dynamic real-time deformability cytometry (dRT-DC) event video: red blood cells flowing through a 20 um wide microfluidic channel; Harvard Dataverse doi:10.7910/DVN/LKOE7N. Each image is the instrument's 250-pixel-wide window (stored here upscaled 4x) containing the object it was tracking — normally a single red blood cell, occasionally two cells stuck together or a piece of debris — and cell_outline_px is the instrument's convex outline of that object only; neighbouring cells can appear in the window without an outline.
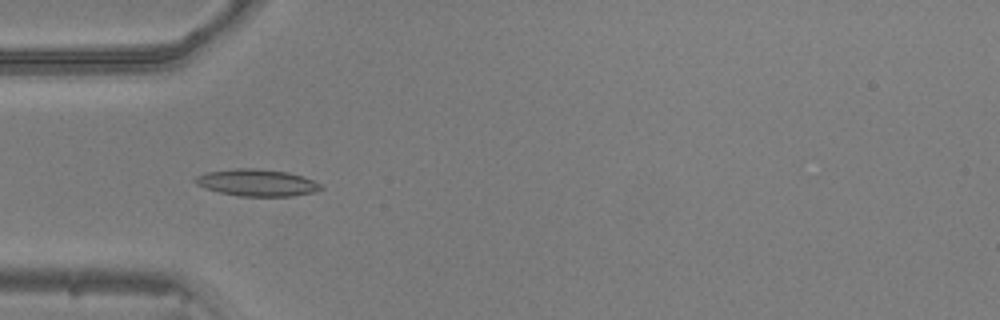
{"species": "common noctule bat (a hibernating species)", "species_latin": "Nyctalus noctula", "temperature_condition": "warm", "stored_images_in_passage": 53, "camera_frame_rate_fps": 3000, "um_per_image_px": 0.085, "animal": {"sex": "male", "body_mass_g": 20.5, "forearm_length_mm": 52.5}, "frame": {"image": 1, "passage_image": 17, "time_ms": 5.333, "image_size_px": [1000, 320], "cell_outline_px": [[324, 188], [312, 192], [292, 196], [240, 196], [220, 192], [204, 188], [196, 184], [192, 180], [196, 176], [204, 172], [236, 168], [256, 168], [288, 172], [304, 176], [320, 184]], "centroid_in_image_um": [21.8, 15.52], "position_along_channel_um": 63.2, "area_um2": 19.77}}
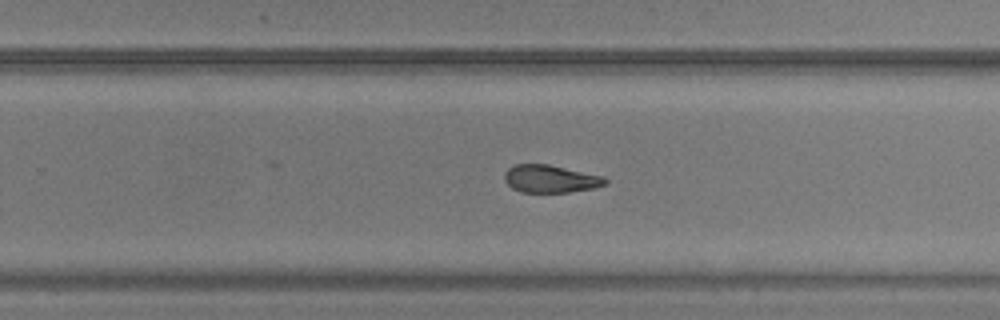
{"frame": {"image": 2, "passage_image": 34, "time_ms": 11.0, "image_size_px": [1000, 320], "cell_outline_px": [[608, 180], [604, 184], [596, 188], [568, 192], [520, 192], [512, 188], [504, 180], [504, 172], [508, 168], [516, 164], [548, 164], [604, 176]], "centroid_in_image_um": [46.78, 15.2], "position_along_channel_um": 283.0, "area_um2": 16.3}}
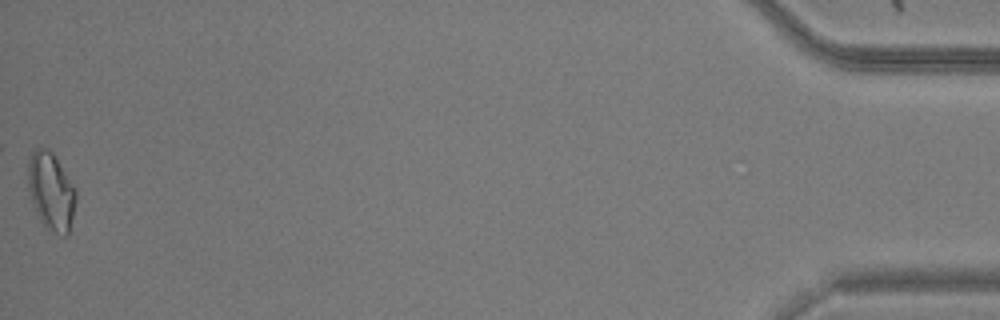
{"frame": {"image": 3, "passage_image": 53, "time_ms": 17.333, "image_size_px": [1000, 320], "cell_outline_px": [[76, 200], [68, 236], [64, 236], [56, 232], [44, 224], [40, 220], [36, 212], [28, 188], [28, 160], [32, 152], [36, 148], [48, 148], [56, 156], [76, 188]], "centroid_in_image_um": [4.36, 16.21], "position_along_channel_um": 430.8, "area_um2": 21.62}, "authors_computed_cell_mechanics": {"area_um2": 17.5712, "velocity_mm_per_s": 3.88, "shape_relaxation_time_tau1_ms": 11.3255, "shape_relaxation_time_tau2_ms": 3.1575, "deformation_change_tau1": 0.2522, "deformation_change_tau2": 0.11}}